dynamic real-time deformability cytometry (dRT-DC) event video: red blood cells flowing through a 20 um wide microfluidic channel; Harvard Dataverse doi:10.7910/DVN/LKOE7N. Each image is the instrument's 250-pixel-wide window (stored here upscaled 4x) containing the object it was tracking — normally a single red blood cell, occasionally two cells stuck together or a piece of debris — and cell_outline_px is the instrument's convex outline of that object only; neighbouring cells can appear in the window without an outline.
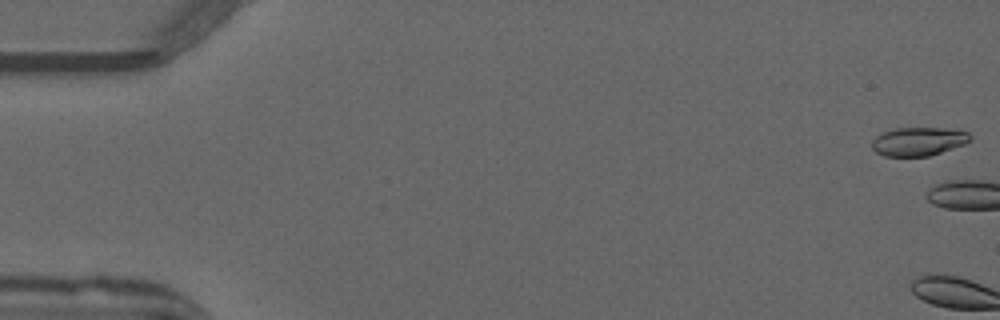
{"species": "common noctule bat (a hibernating species)", "species_latin": "Nyctalus noctula", "temperature_condition": "warm", "stored_images_in_passage": 3, "camera_frame_rate_fps": 3000, "um_per_image_px": 0.085, "animal": {"sex": "male", "forearm_length_mm": 52.5}, "frame": {"image": 1, "passage_image": 1, "time_ms": 0.0, "image_size_px": [1000, 320], "cell_outline_px": [[972, 140], [964, 144], [928, 156], [884, 156], [876, 152], [872, 148], [872, 140], [880, 132], [896, 128], [944, 128], [968, 132], [972, 136]], "centroid_in_image_um": [78.05, 12.01], "position_along_channel_um": 7.0, "area_um2": 16.36}}